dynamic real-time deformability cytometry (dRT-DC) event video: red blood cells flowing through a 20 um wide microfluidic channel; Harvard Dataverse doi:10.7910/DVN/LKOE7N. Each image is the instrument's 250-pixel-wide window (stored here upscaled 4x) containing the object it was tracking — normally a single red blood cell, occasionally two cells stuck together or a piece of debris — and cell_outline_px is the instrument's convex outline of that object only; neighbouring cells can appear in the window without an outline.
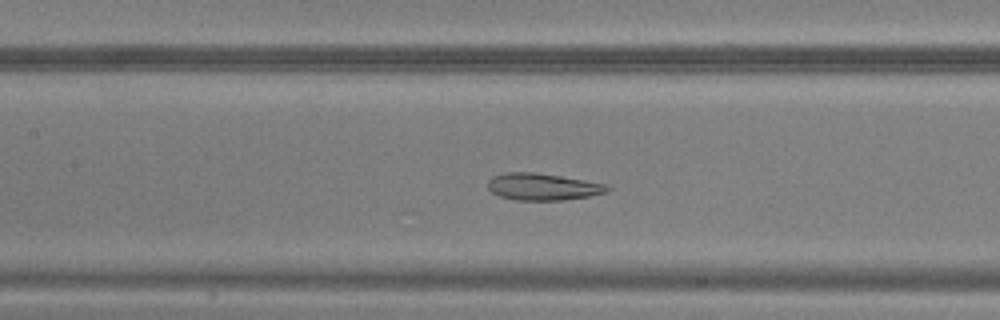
{"species": "common noctule bat (a hibernating species)", "species_latin": "Nyctalus noctula", "temperature_condition": "warm", "stored_images_in_passage": 36, "camera_frame_rate_fps": 3000, "um_per_image_px": 0.085, "animal": {"sex": "male", "body_mass_g": 20.5, "forearm_length_mm": 52.5}, "frame": {"image": 1, "passage_image": 10, "time_ms": 3.0, "image_size_px": [1000, 320], "cell_outline_px": [[612, 188], [608, 192], [588, 196], [564, 200], [516, 200], [500, 196], [492, 192], [488, 188], [488, 180], [492, 176], [504, 172], [532, 172], [560, 176], [608, 184]], "centroid_in_image_um": [46.14, 15.87], "position_along_channel_um": 161.3, "area_um2": 18.79}}
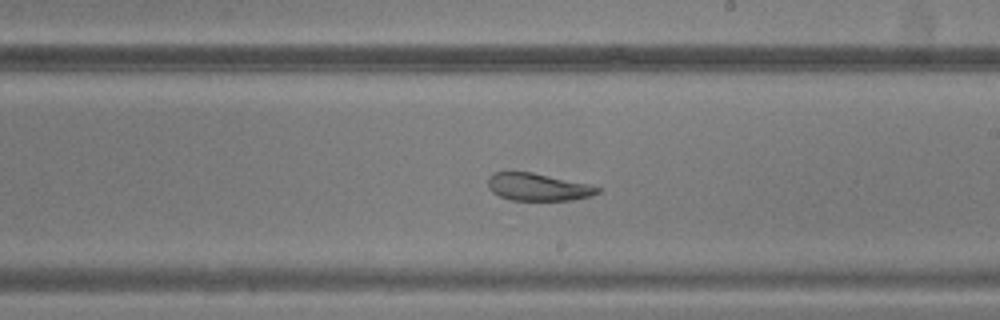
{"frame": {"image": 2, "passage_image": 16, "time_ms": 5.0, "image_size_px": [1000, 320], "cell_outline_px": [[600, 192], [592, 196], [572, 200], [512, 200], [500, 196], [492, 192], [488, 188], [488, 176], [492, 172], [532, 172], [592, 184], [600, 188]], "centroid_in_image_um": [45.75, 15.89], "position_along_channel_um": 243.3, "area_um2": 17.74}}
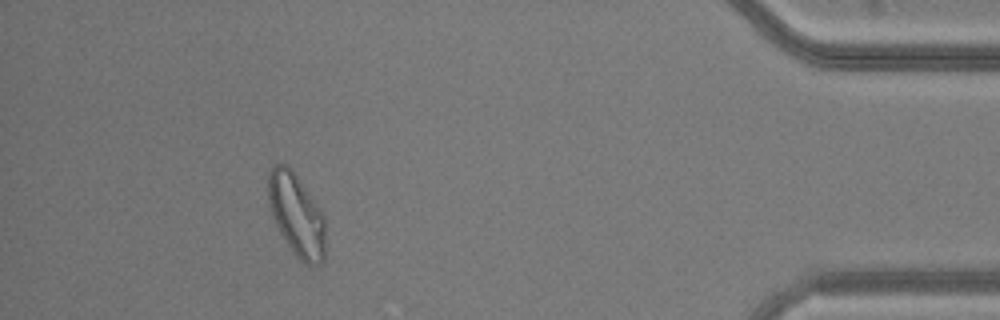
{"frame": {"image": 3, "passage_image": 32, "time_ms": 10.333, "image_size_px": [1000, 320], "cell_outline_px": [[324, 260], [320, 264], [304, 264], [292, 252], [284, 240], [272, 216], [268, 200], [268, 172], [276, 164], [288, 164], [292, 168], [324, 216]], "centroid_in_image_um": [25.18, 18.26], "position_along_channel_um": 410.0, "area_um2": 27.34}}